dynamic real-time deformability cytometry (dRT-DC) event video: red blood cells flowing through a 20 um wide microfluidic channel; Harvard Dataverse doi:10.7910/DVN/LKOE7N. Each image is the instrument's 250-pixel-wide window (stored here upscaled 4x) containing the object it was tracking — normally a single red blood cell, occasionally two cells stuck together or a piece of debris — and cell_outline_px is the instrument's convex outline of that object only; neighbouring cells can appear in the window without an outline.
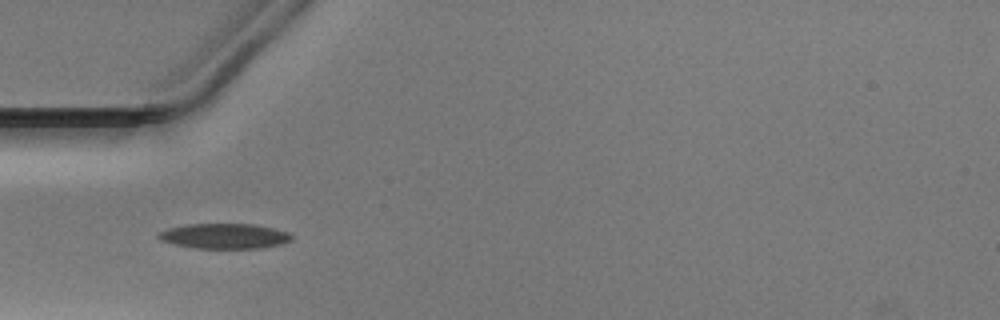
{"species": "Egyptian fruit bat (a non-hibernating species)", "species_latin": "Rousettus aegyptiacus", "temperature_condition": "warm", "stored_images_in_passage": 37, "camera_frame_rate_fps": 3000, "um_per_image_px": 0.085, "animal": {"sex": "male"}, "frame": {"image": 1, "passage_image": 2, "time_ms": 0.333, "image_size_px": [1000, 320], "cell_outline_px": [[292, 240], [280, 244], [260, 248], [192, 248], [176, 244], [164, 240], [156, 236], [156, 232], [168, 228], [188, 224], [256, 224], [276, 228], [288, 232], [292, 236]], "centroid_in_image_um": [19.1, 20.05], "position_along_channel_um": 65.9, "area_um2": 19.54}}
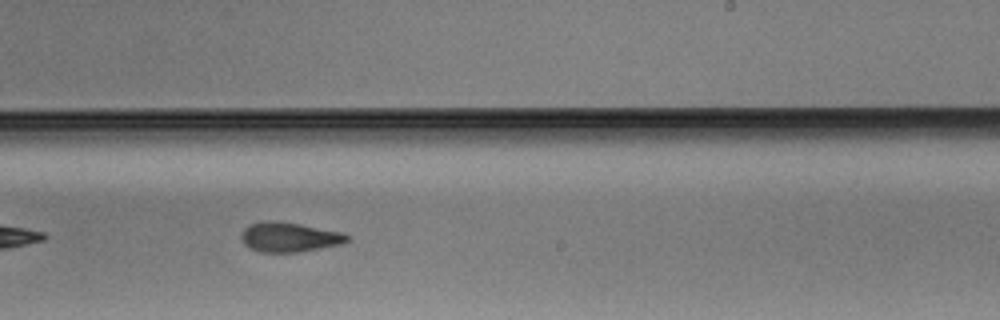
{"frame": {"image": 2, "passage_image": 17, "time_ms": 5.333, "image_size_px": [1000, 320], "cell_outline_px": [[352, 240], [344, 244], [296, 252], [260, 252], [244, 244], [240, 236], [244, 228], [252, 224], [264, 220], [276, 220], [300, 224], [344, 232], [352, 236]], "centroid_in_image_um": [24.67, 20.14], "position_along_channel_um": 264.3, "area_um2": 18.55}}
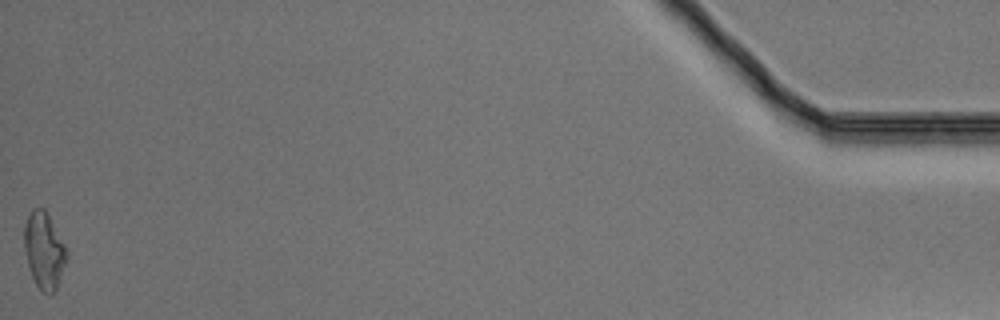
{"frame": {"image": 3, "passage_image": 37, "time_ms": 12.0, "image_size_px": [1000, 320], "cell_outline_px": [[68, 256], [56, 288], [48, 296], [36, 284], [32, 276], [28, 264], [24, 248], [24, 224], [32, 208], [44, 208], [48, 212], [64, 244]], "centroid_in_image_um": [3.74, 21.24], "position_along_channel_um": 431.5, "area_um2": 18.73}}